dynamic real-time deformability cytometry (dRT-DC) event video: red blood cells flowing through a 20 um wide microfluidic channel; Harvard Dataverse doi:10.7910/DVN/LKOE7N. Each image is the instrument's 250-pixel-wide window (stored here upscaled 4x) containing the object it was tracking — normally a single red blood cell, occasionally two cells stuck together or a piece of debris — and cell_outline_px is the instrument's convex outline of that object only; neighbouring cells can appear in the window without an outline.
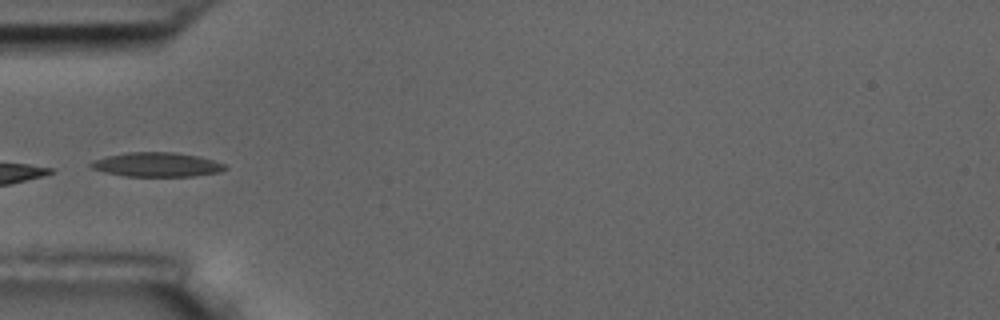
{"species": "common noctule bat (a hibernating species)", "species_latin": "Nyctalus noctula", "temperature_condition": "room temperature", "stored_images_in_passage": 5, "camera_frame_rate_fps": 3000, "um_per_image_px": 0.085, "animal": {"sex": "male", "body_mass_g": 17.5, "forearm_length_mm": 52.3}, "frame": {"image": 1, "passage_image": 5, "time_ms": 4.333, "image_size_px": [1000, 320], "cell_outline_px": [[228, 168], [220, 172], [192, 176], [124, 176], [104, 172], [92, 168], [88, 164], [92, 160], [108, 156], [128, 152], [176, 152], [196, 156], [212, 160], [224, 164]], "centroid_in_image_um": [13.3, 13.99], "position_along_channel_um": 71.7, "area_um2": 18.9}}